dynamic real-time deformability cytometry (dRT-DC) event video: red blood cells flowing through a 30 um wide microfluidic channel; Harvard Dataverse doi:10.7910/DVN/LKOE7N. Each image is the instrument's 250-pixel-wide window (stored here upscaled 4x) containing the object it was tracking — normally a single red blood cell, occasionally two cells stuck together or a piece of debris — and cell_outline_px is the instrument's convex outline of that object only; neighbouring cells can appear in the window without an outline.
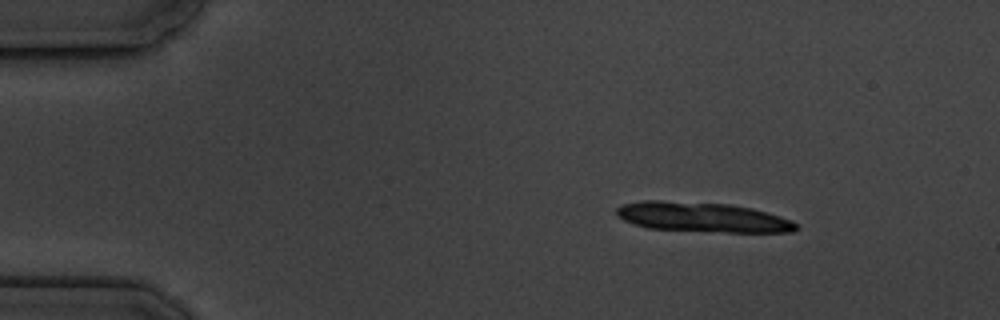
{"species": "common noctule bat (a hibernating species)", "species_latin": "Nyctalus noctula", "temperature_condition": "cold", "stored_images_in_passage": 5, "camera_frame_rate_fps": 3000, "um_per_image_px": 0.085, "animal": {"sex": "male", "body_mass_g": 19.5, "forearm_length_mm": 54.6}, "frame": {"image": 1, "passage_image": 1, "time_ms": 0.0, "image_size_px": [1000, 320], "cell_outline_px": [[800, 228], [792, 232], [724, 232], [648, 228], [624, 220], [616, 216], [616, 208], [624, 204], [644, 200], [660, 200], [732, 204], [752, 208], [780, 216], [792, 220], [800, 224]], "centroid_in_image_um": [59.76, 18.45], "position_along_channel_um": 25.2, "area_um2": 31.33}}
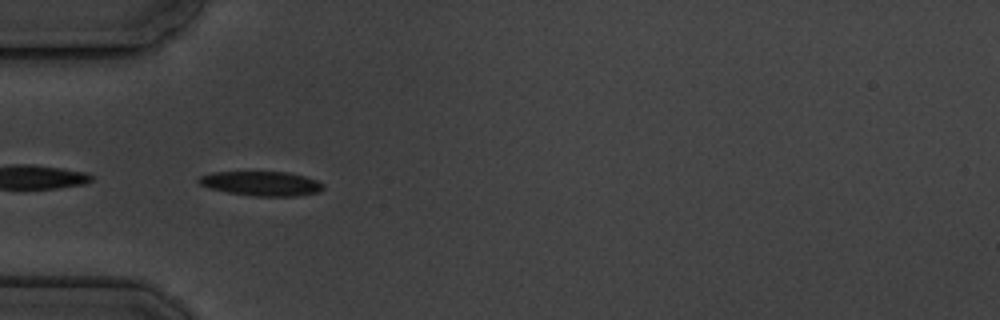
{"frame": {"image": 2, "passage_image": 4, "time_ms": 3.333, "image_size_px": [1000, 320], "cell_outline_px": [[324, 188], [320, 192], [296, 196], [256, 196], [228, 192], [208, 188], [200, 184], [196, 180], [200, 176], [212, 172], [288, 172], [304, 176], [316, 180], [324, 184]], "centroid_in_image_um": [22.22, 15.6], "position_along_channel_um": 62.8, "area_um2": 17.74}}